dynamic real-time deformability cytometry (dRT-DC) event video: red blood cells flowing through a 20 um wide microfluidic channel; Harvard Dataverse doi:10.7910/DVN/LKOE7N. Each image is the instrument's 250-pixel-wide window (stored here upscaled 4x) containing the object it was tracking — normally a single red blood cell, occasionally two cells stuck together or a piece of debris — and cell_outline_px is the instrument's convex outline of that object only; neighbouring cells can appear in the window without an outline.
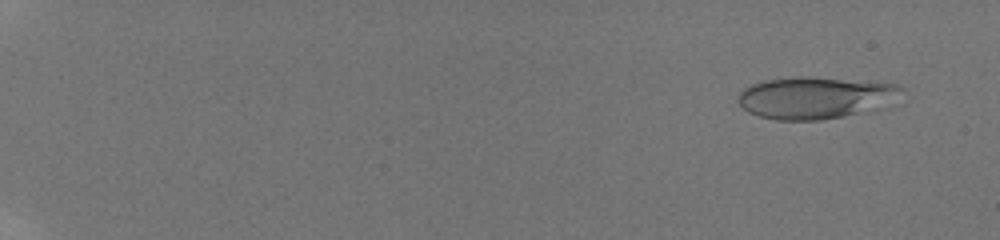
{"species": "human", "species_latin": "Homo sapiens", "temperature_condition": "room temperature", "stored_images_in_passage": 31, "camera_frame_rate_fps": 3000, "um_per_image_px": 0.085, "donor": {"sex": "male"}, "frame": {"image": 1, "passage_image": 5, "time_ms": 1.333, "image_size_px": [1000, 240], "cell_outline_px": [[904, 88], [856, 112], [844, 116], [820, 120], [776, 120], [760, 116], [748, 112], [736, 100], [740, 92], [744, 88], [752, 84], [764, 80], [804, 76], [896, 84]], "centroid_in_image_um": [68.99, 8.29], "position_along_channel_um": 16.0, "area_um2": 37.74}}
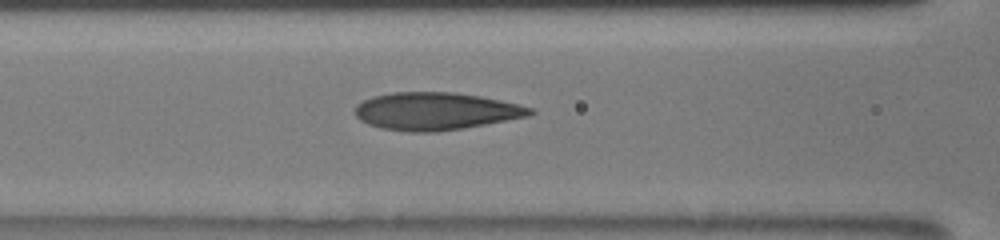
{"frame": {"image": 2, "passage_image": 25, "time_ms": 9.333, "image_size_px": [1000, 240], "cell_outline_px": [[536, 112], [528, 116], [464, 128], [436, 132], [408, 132], [380, 128], [368, 124], [360, 120], [356, 116], [356, 104], [372, 96], [392, 92], [456, 92], [480, 96], [520, 104], [532, 108]], "centroid_in_image_um": [37.03, 9.45], "position_along_channel_um": 129.6, "area_um2": 38.44}}
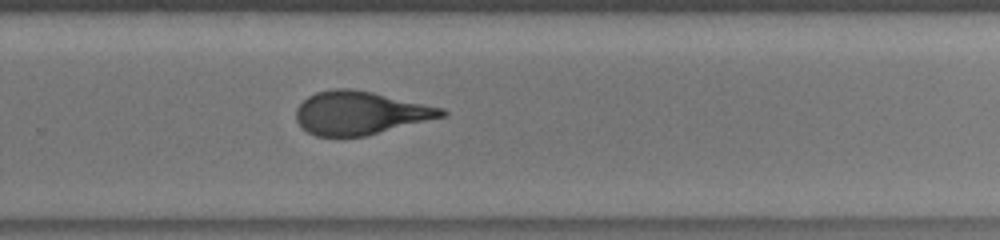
{"frame": {"image": 3, "passage_image": 31, "time_ms": 13.667, "image_size_px": [1000, 240], "cell_outline_px": [[448, 116], [364, 136], [316, 136], [308, 132], [296, 120], [296, 108], [308, 96], [316, 92], [332, 88], [352, 88], [372, 92], [444, 108], [448, 112]], "centroid_in_image_um": [30.64, 9.59], "position_along_channel_um": 299.2, "area_um2": 36.7}}